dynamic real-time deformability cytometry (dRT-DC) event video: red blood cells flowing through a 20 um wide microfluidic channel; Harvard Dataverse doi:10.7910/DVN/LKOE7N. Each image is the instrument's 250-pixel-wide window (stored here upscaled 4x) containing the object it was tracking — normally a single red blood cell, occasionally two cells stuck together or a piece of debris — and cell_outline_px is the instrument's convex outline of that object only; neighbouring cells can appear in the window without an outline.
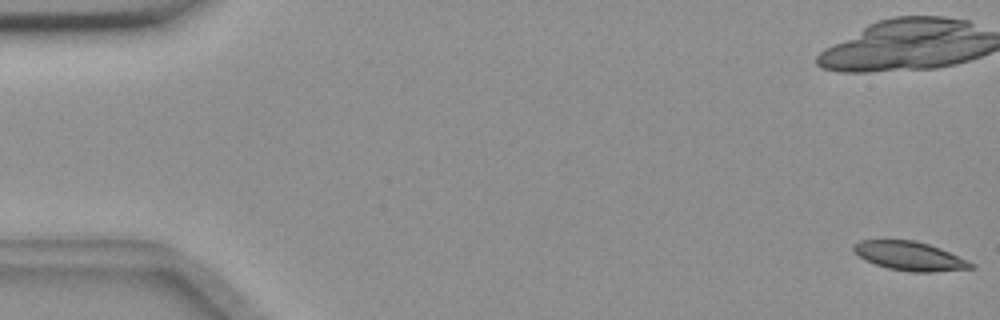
{"species": "common noctule bat (a hibernating species)", "species_latin": "Nyctalus noctula", "temperature_condition": "room temperature", "stored_images_in_passage": 21, "camera_frame_rate_fps": 3000, "um_per_image_px": 0.085, "animal": {"sex": "female", "body_mass_g": 18.4}, "frame": {"image": 1, "passage_image": 1, "time_ms": 0.0, "image_size_px": [1000, 320], "cell_outline_px": [[976, 268], [932, 272], [912, 272], [888, 268], [864, 260], [852, 248], [852, 244], [860, 240], [912, 240], [928, 244], [940, 248], [968, 260], [976, 264]], "centroid_in_image_um": [77.35, 21.77], "position_along_channel_um": 7.6, "area_um2": 19.77}}